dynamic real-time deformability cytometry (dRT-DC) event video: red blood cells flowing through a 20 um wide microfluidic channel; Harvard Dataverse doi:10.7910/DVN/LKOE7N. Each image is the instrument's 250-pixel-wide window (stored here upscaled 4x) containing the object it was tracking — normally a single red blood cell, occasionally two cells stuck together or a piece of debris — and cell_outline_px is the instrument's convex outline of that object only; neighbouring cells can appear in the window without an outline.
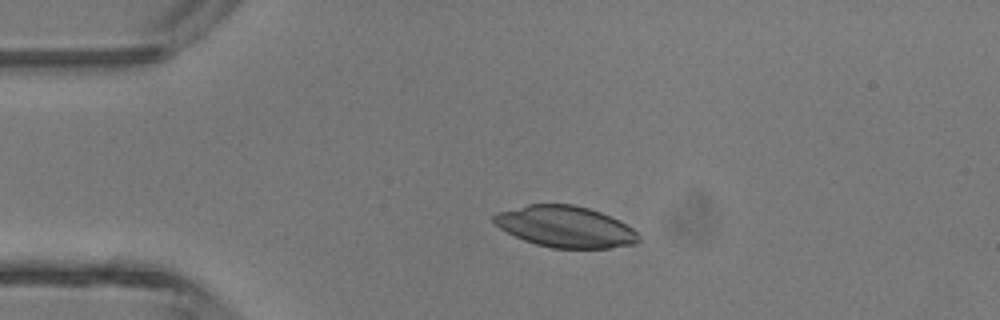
{"species": "common noctule bat (a hibernating species)", "species_latin": "Nyctalus noctula", "temperature_condition": "room temperature", "stored_images_in_passage": 3, "camera_frame_rate_fps": 3000, "um_per_image_px": 0.085, "animal": {"sex": "male", "body_mass_g": 13.3}, "frame": {"image": 1, "passage_image": 2, "time_ms": 1.0, "image_size_px": [1000, 320], "cell_outline_px": [[640, 240], [636, 244], [612, 248], [552, 248], [536, 244], [524, 240], [500, 228], [492, 220], [492, 216], [496, 212], [528, 204], [572, 204], [588, 208], [600, 212], [620, 220], [632, 228], [640, 236]], "centroid_in_image_um": [48.07, 19.27], "position_along_channel_um": 36.9, "area_um2": 34.91}}